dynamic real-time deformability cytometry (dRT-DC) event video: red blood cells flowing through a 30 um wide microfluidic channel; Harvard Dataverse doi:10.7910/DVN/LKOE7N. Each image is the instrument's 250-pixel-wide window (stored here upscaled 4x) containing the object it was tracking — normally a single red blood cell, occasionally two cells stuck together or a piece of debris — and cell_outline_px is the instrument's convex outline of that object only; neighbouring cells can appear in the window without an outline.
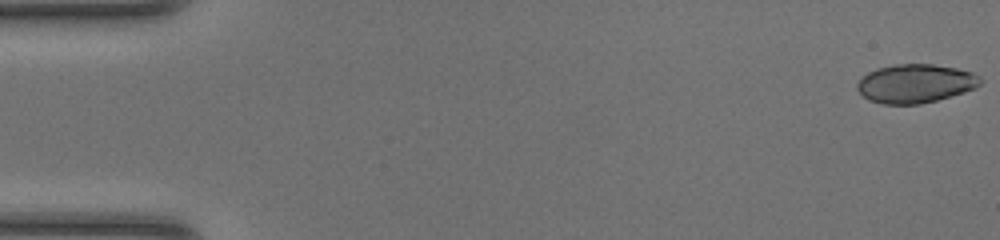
{"species": "common noctule bat (a hibernating species)", "species_latin": "Nyctalus noctula", "temperature_condition": "room temperature", "stored_images_in_passage": 48, "camera_frame_rate_fps": 3000, "um_per_image_px": 0.085, "animal": {"sex": "female", "body_mass_g": 20.0, "forearm_length_mm": 54.0}, "frame": {"image": 1, "passage_image": 1, "time_ms": 0.0, "image_size_px": [1000, 240], "cell_outline_px": [[984, 80], [976, 88], [964, 92], [936, 100], [920, 104], [884, 104], [868, 100], [856, 88], [856, 84], [868, 72], [876, 68], [896, 64], [932, 64], [956, 68], [972, 72], [980, 76]], "centroid_in_image_um": [77.82, 7.09], "position_along_channel_um": 7.2, "area_um2": 27.8}}
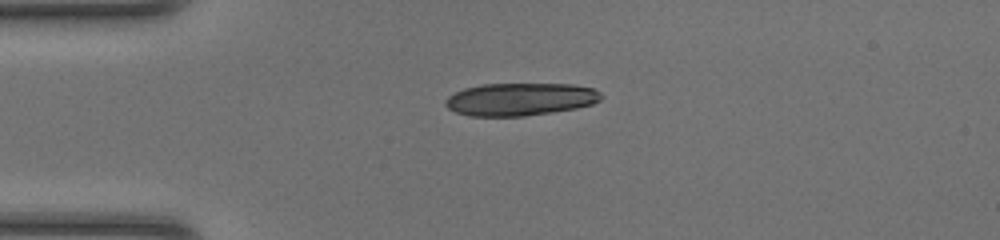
{"frame": {"image": 2, "passage_image": 12, "time_ms": 3.667, "image_size_px": [1000, 240], "cell_outline_px": [[604, 96], [600, 100], [592, 104], [576, 108], [552, 112], [524, 116], [468, 116], [456, 112], [448, 108], [444, 104], [444, 100], [448, 96], [464, 88], [484, 84], [572, 84], [596, 88]], "centroid_in_image_um": [44.23, 8.43], "position_along_channel_um": 40.8, "area_um2": 29.82}}